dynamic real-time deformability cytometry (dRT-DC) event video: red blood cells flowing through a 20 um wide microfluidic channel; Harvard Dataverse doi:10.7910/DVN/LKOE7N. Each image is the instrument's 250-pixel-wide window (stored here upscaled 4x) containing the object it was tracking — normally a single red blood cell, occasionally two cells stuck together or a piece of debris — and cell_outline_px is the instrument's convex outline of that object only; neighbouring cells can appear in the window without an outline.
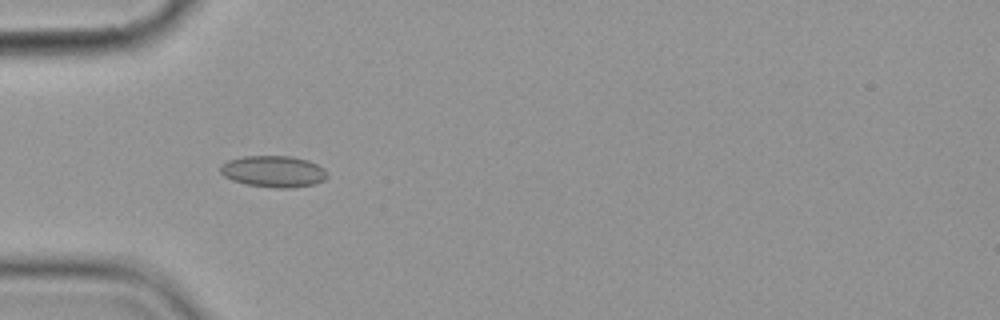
{"species": "common noctule bat (a hibernating species)", "species_latin": "Nyctalus noctula", "temperature_condition": "cold", "stored_images_in_passage": 5, "camera_frame_rate_fps": 3000, "um_per_image_px": 0.085, "animal": {"sex": "female", "body_mass_g": 19.9}, "frame": {"image": 1, "passage_image": 4, "time_ms": 4.667, "image_size_px": [1000, 320], "cell_outline_px": [[328, 176], [324, 180], [316, 184], [292, 188], [276, 188], [248, 184], [232, 180], [224, 176], [220, 172], [220, 164], [228, 160], [244, 156], [288, 156], [308, 160], [324, 168]], "centroid_in_image_um": [23.25, 14.57], "position_along_channel_um": 61.8, "area_um2": 19.65}}
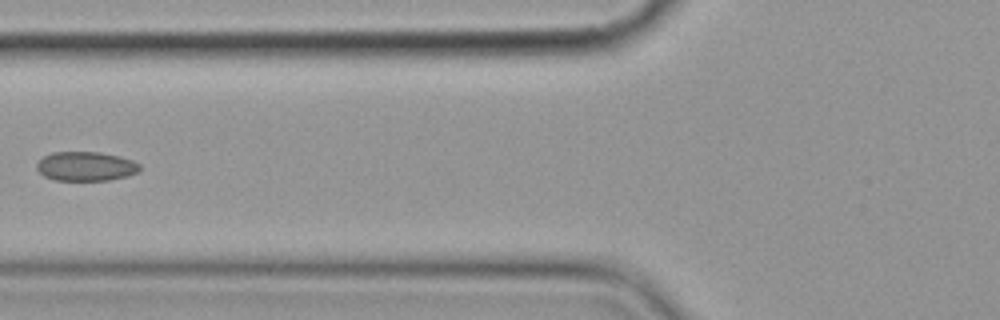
{"frame": {"image": 2, "passage_image": 5, "time_ms": 6.333, "image_size_px": [1000, 320], "cell_outline_px": [[140, 168], [136, 172], [124, 176], [108, 180], [56, 180], [44, 176], [36, 168], [36, 164], [44, 156], [52, 152], [100, 152], [120, 156], [132, 160], [140, 164]], "centroid_in_image_um": [7.27, 14.12], "position_along_channel_um": 118.5, "area_um2": 17.4}}